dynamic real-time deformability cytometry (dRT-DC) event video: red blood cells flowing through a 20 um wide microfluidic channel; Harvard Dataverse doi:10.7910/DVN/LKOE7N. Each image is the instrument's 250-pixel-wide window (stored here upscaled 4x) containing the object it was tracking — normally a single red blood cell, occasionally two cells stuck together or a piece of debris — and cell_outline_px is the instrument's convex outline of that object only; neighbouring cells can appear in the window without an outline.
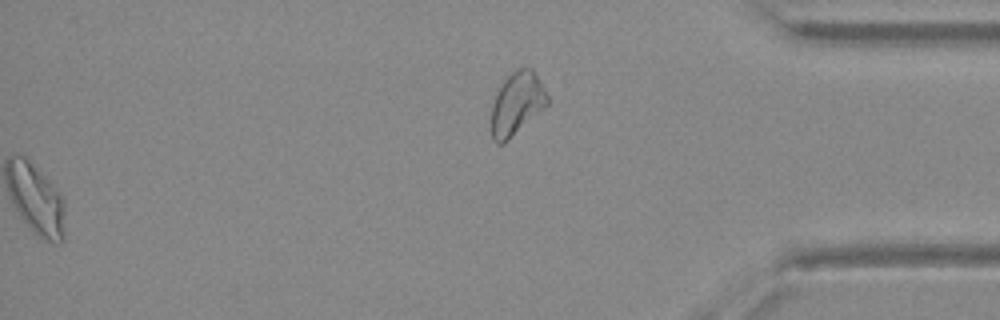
{"species": "Egyptian fruit bat (a non-hibernating species)", "species_latin": "Rousettus aegyptiacus", "temperature_condition": "warm", "stored_images_in_passage": 36, "segment_of_instrument_passage": [2, 2], "camera_frame_rate_fps": 3000, "um_per_image_px": 0.085, "animal": {"sex": "female"}, "frame": {"image": 1, "passage_image": 36, "time_ms": 11.667, "image_size_px": [1000, 320], "cell_outline_px": [[548, 104], [504, 144], [496, 144], [492, 140], [492, 104], [496, 92], [504, 80], [516, 68], [532, 68], [544, 88], [548, 96]], "centroid_in_image_um": [43.91, 8.82], "position_along_channel_um": 391.3, "area_um2": 20.35}}